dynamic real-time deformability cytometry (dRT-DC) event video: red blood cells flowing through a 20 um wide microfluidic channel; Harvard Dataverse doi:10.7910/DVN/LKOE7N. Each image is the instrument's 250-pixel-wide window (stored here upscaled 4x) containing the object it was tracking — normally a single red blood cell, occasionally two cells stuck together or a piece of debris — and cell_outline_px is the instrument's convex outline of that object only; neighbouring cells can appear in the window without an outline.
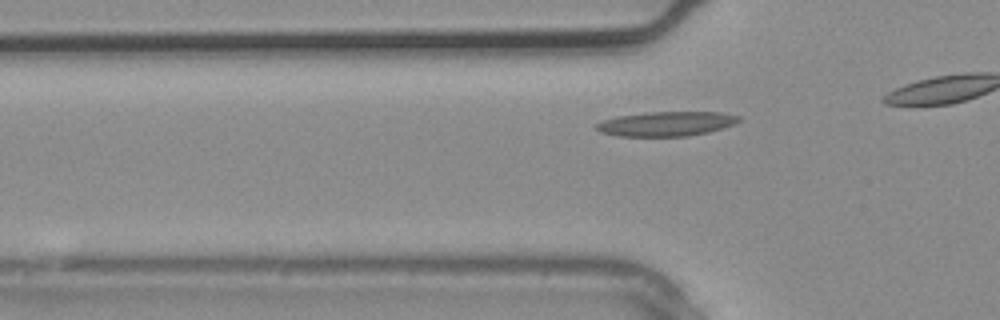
{"species": "common noctule bat (a hibernating species)", "species_latin": "Nyctalus noctula", "temperature_condition": "warm", "stored_images_in_passage": 3, "camera_frame_rate_fps": 3000, "um_per_image_px": 0.085, "animal": {"sex": "male", "body_mass_g": 20.4}, "frame": {"image": 1, "passage_image": 2, "time_ms": 0.333, "image_size_px": [1000, 320], "cell_outline_px": [[740, 120], [732, 124], [708, 132], [688, 136], [616, 136], [600, 132], [596, 128], [596, 124], [604, 120], [616, 116], [648, 112], [720, 112], [740, 116]], "centroid_in_image_um": [56.6, 10.52], "position_along_channel_um": 69.2, "area_um2": 20.23}}